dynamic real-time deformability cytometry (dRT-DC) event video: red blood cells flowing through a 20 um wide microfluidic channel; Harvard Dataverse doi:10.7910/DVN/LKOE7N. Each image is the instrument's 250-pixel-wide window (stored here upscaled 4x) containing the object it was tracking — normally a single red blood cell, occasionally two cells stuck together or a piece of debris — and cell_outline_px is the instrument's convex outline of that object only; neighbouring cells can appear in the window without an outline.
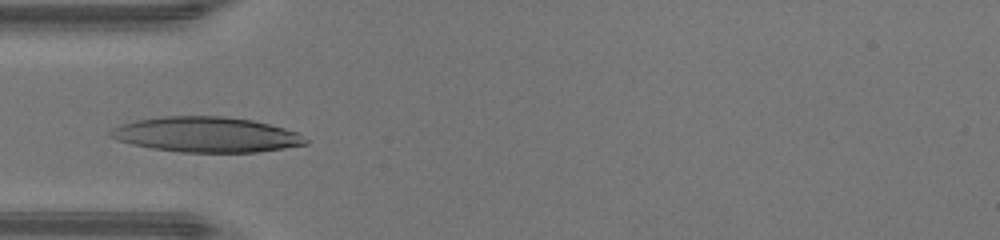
{"species": "human", "species_latin": "Homo sapiens", "temperature_condition": "warm", "stored_images_in_passage": 28, "camera_frame_rate_fps": 3000, "um_per_image_px": 0.085, "donor": {"sex": "male"}, "frame": {"image": 1, "passage_image": 12, "time_ms": 3.667, "image_size_px": [1000, 240], "cell_outline_px": [[308, 144], [284, 148], [256, 152], [180, 152], [152, 148], [132, 144], [108, 136], [108, 132], [112, 128], [120, 124], [136, 120], [160, 116], [224, 116], [252, 120], [284, 128], [296, 132], [308, 140]], "centroid_in_image_um": [17.51, 11.43], "position_along_channel_um": 67.5, "area_um2": 40.0}}
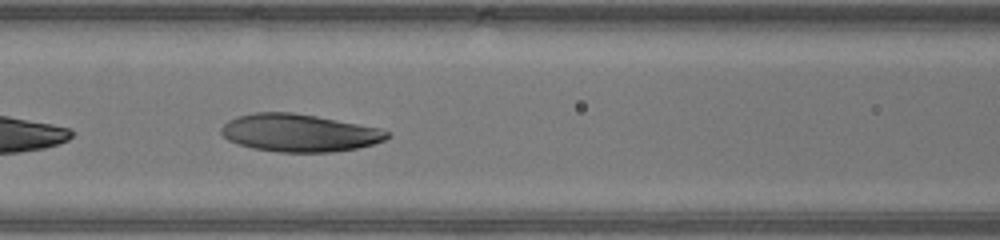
{"frame": {"image": 2, "passage_image": 17, "time_ms": 5.333, "image_size_px": [1000, 240], "cell_outline_px": [[392, 136], [384, 140], [372, 144], [356, 148], [332, 152], [280, 152], [252, 148], [228, 140], [220, 132], [220, 128], [228, 120], [236, 116], [252, 112], [292, 112], [316, 116], [380, 128], [388, 132]], "centroid_in_image_um": [25.41, 11.29], "position_along_channel_um": 141.2, "area_um2": 36.36}}
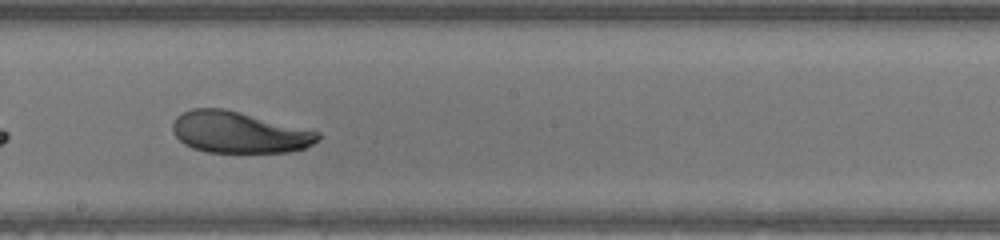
{"frame": {"image": 3, "passage_image": 23, "time_ms": 7.333, "image_size_px": [1000, 240], "cell_outline_px": [[320, 140], [304, 148], [288, 152], [208, 152], [192, 148], [184, 144], [176, 136], [172, 128], [172, 124], [176, 116], [192, 108], [224, 108], [320, 132]], "centroid_in_image_um": [20.3, 11.25], "position_along_channel_um": 227.9, "area_um2": 34.91}}